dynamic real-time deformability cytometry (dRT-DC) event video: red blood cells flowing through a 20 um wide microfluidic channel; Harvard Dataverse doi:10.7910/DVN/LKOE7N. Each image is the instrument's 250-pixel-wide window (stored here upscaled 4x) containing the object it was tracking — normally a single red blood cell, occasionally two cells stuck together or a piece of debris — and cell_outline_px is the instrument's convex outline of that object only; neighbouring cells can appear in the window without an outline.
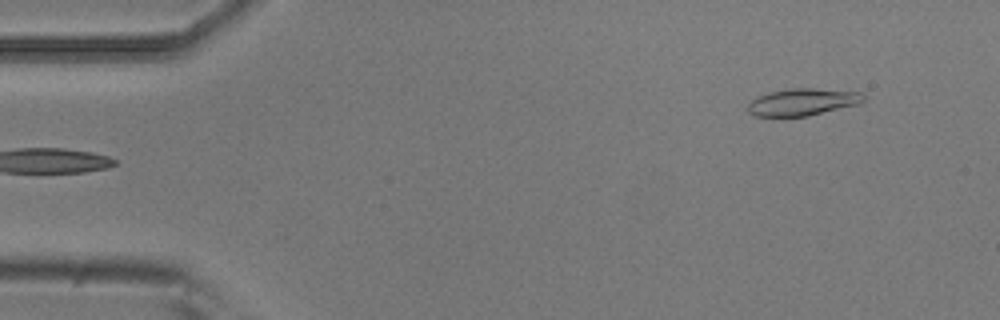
{"species": "common noctule bat (a hibernating species)", "species_latin": "Nyctalus noctula", "temperature_condition": "room temperature", "stored_images_in_passage": 4, "camera_frame_rate_fps": 3000, "um_per_image_px": 0.085, "animal": {"sex": "male", "body_mass_g": 20.5, "forearm_length_mm": 52.5}, "frame": {"image": 1, "passage_image": 4, "time_ms": 1.0, "image_size_px": [1000, 320], "cell_outline_px": [[864, 100], [856, 104], [808, 116], [752, 116], [748, 112], [748, 104], [756, 96], [768, 92], [788, 88], [812, 88], [860, 92], [864, 96]], "centroid_in_image_um": [68.15, 8.66], "position_along_channel_um": 16.9, "area_um2": 18.15}}